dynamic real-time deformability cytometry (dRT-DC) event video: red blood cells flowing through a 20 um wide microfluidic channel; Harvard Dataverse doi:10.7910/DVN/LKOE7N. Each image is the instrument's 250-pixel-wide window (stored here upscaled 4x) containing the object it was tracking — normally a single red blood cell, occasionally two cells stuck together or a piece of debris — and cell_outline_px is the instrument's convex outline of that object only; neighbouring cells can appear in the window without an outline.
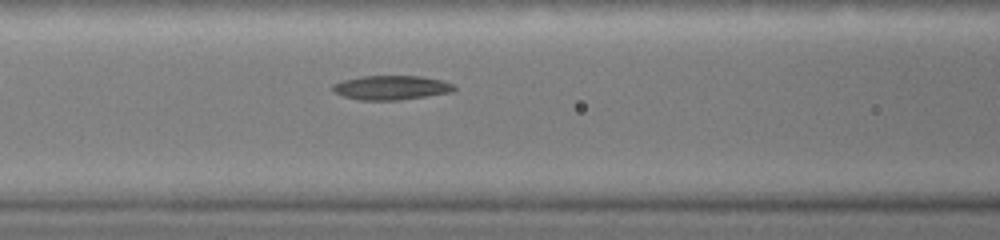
{"species": "common noctule bat (a hibernating species)", "species_latin": "Nyctalus noctula", "temperature_condition": "warm", "stored_images_in_passage": 35, "camera_frame_rate_fps": 3000, "um_per_image_px": 0.085, "animal": {"sex": "female", "body_mass_g": 19.0, "forearm_length_mm": 51.5}, "frame": {"image": 1, "passage_image": 5, "time_ms": 1.333, "image_size_px": [1000, 240], "cell_outline_px": [[456, 88], [452, 92], [400, 100], [360, 100], [344, 96], [336, 92], [332, 88], [332, 84], [344, 80], [360, 76], [420, 76], [440, 80], [452, 84]], "centroid_in_image_um": [33.25, 7.45], "position_along_channel_um": 133.4, "area_um2": 16.99}}
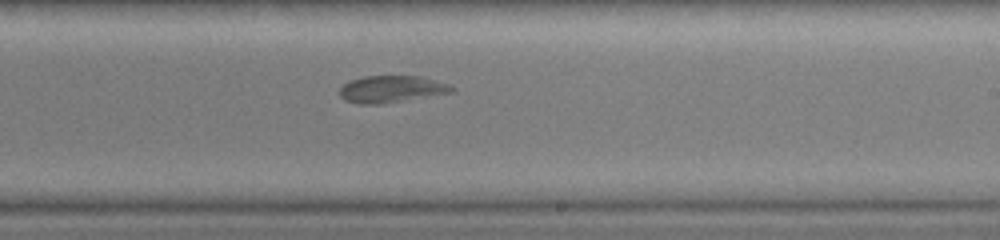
{"frame": {"image": 2, "passage_image": 16, "time_ms": 3.667, "image_size_px": [1000, 240], "cell_outline_px": [[452, 92], [384, 104], [360, 104], [344, 100], [340, 96], [340, 88], [344, 84], [352, 80], [364, 76], [420, 76], [448, 84], [452, 88]], "centroid_in_image_um": [33.23, 7.58], "position_along_channel_um": 255.8, "area_um2": 17.4}}
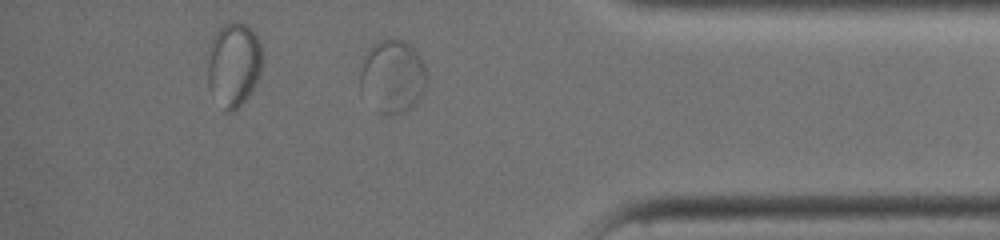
{"frame": {"image": 3, "passage_image": 30, "time_ms": 6.667, "image_size_px": [1000, 240], "cell_outline_px": [[428, 84], [420, 96], [408, 108], [400, 112], [376, 112], [360, 96], [360, 72], [364, 56], [368, 48], [380, 40], [392, 36], [404, 40], [416, 52], [424, 68], [428, 80]], "centroid_in_image_um": [33.3, 6.46], "position_along_channel_um": 401.9, "area_um2": 28.5}}